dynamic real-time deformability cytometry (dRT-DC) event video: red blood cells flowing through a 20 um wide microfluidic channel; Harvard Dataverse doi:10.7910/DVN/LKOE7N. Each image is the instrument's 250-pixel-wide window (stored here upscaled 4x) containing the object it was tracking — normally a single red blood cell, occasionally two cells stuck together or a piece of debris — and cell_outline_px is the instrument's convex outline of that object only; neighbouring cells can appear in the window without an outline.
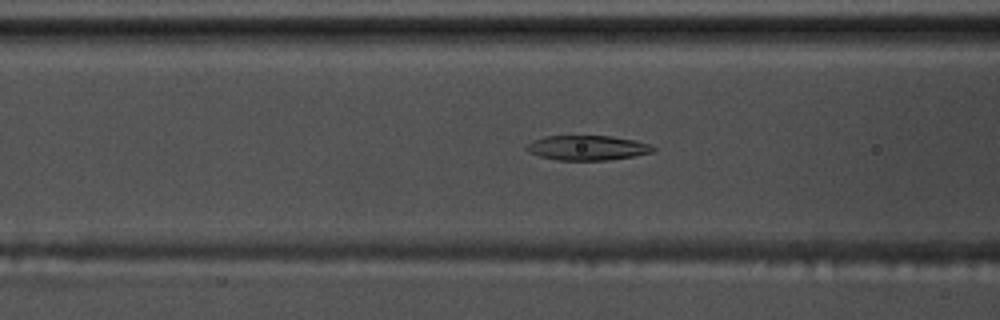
{"species": "common noctule bat (a hibernating species)", "species_latin": "Nyctalus noctula", "temperature_condition": "warm", "stored_images_in_passage": 46, "segment_of_instrument_passage": [1, 2], "camera_frame_rate_fps": 3000, "um_per_image_px": 0.085, "animal": {"sex": "male", "body_mass_g": 17.5, "forearm_length_mm": 52.3}, "frame": {"image": 1, "passage_image": 23, "time_ms": 7.333, "image_size_px": [1000, 320], "cell_outline_px": [[656, 148], [652, 152], [632, 156], [608, 160], [556, 160], [540, 156], [528, 152], [524, 148], [528, 144], [544, 136], [612, 136], [636, 140], [648, 144]], "centroid_in_image_um": [49.92, 12.56], "position_along_channel_um": 116.7, "area_um2": 18.15}}
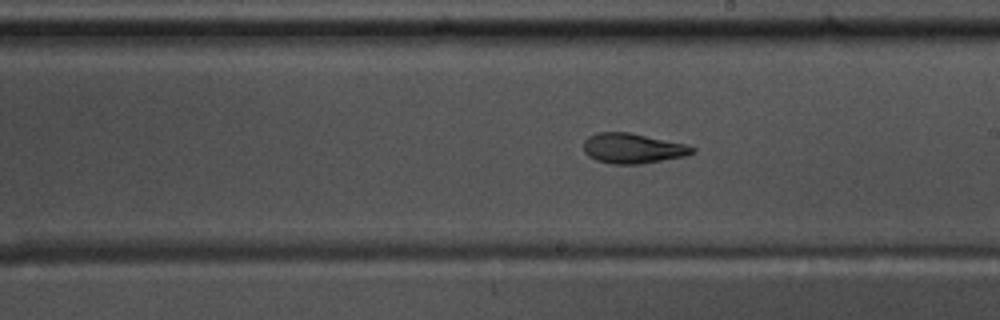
{"frame": {"image": 2, "passage_image": 33, "time_ms": 10.667, "image_size_px": [1000, 320], "cell_outline_px": [[696, 152], [684, 156], [640, 164], [616, 164], [596, 160], [588, 156], [584, 152], [584, 140], [588, 136], [596, 132], [628, 132], [684, 144], [696, 148]], "centroid_in_image_um": [53.75, 12.61], "position_along_channel_um": 235.3, "area_um2": 18.9}}
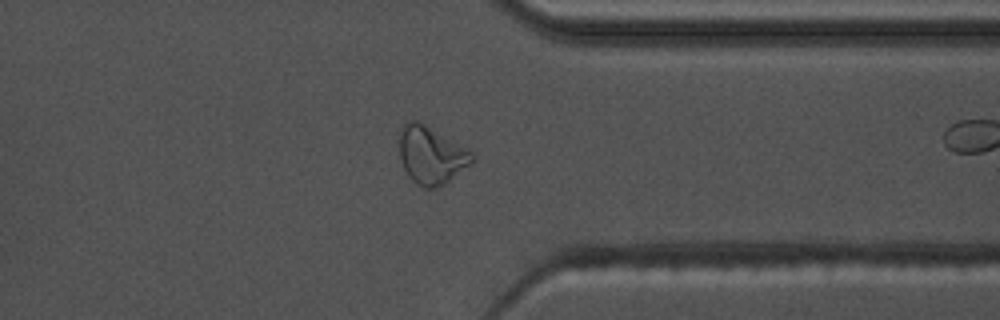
{"frame": {"image": 3, "passage_image": 45, "time_ms": 14.667, "image_size_px": [1000, 320], "cell_outline_px": [[472, 160], [468, 164], [444, 184], [436, 188], [424, 188], [416, 184], [408, 176], [400, 160], [400, 128], [408, 120], [420, 120], [468, 148], [472, 152]], "centroid_in_image_um": [36.61, 13.15], "position_along_channel_um": 374.8, "area_um2": 24.39}}